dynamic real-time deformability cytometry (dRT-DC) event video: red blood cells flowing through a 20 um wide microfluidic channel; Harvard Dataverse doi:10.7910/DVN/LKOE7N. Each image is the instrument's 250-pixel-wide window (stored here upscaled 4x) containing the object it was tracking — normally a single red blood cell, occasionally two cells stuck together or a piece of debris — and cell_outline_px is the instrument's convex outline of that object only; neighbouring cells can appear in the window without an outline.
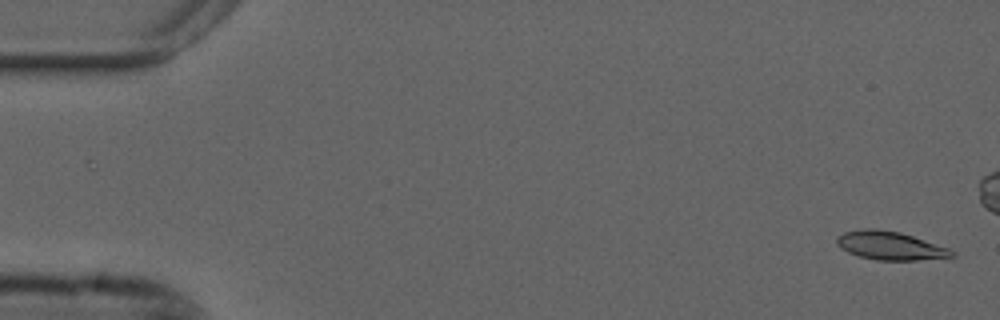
{"species": "common noctule bat (a hibernating species)", "species_latin": "Nyctalus noctula", "temperature_condition": "cold", "stored_images_in_passage": 48, "camera_frame_rate_fps": 3000, "um_per_image_px": 0.085, "animal": {"sex": "male", "forearm_length_mm": 52.5}, "frame": {"image": 1, "passage_image": 2, "time_ms": 0.333, "image_size_px": [1000, 320], "cell_outline_px": [[956, 256], [916, 260], [876, 260], [860, 256], [848, 252], [840, 248], [836, 244], [836, 236], [844, 232], [864, 228], [876, 228], [900, 232], [948, 248], [956, 252]], "centroid_in_image_um": [75.62, 20.87], "position_along_channel_um": 9.4, "area_um2": 19.02}}
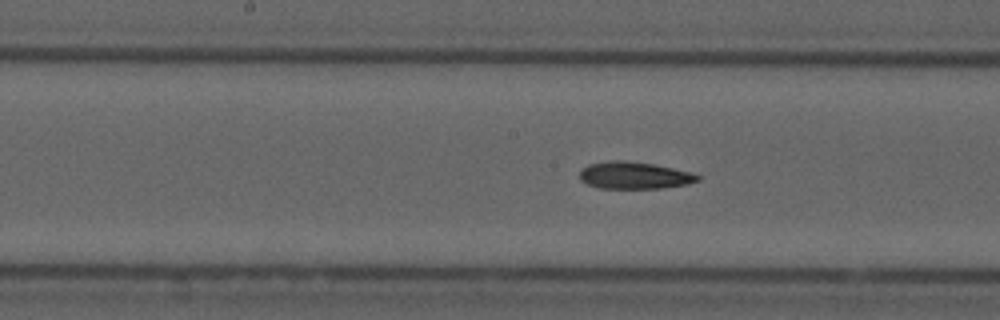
{"frame": {"image": 2, "passage_image": 28, "time_ms": 9.0, "image_size_px": [1000, 320], "cell_outline_px": [[700, 180], [688, 184], [660, 188], [600, 188], [588, 184], [580, 180], [580, 168], [588, 164], [608, 160], [628, 160], [652, 164], [692, 172], [700, 176]], "centroid_in_image_um": [53.89, 14.89], "position_along_channel_um": 194.3, "area_um2": 18.73}}
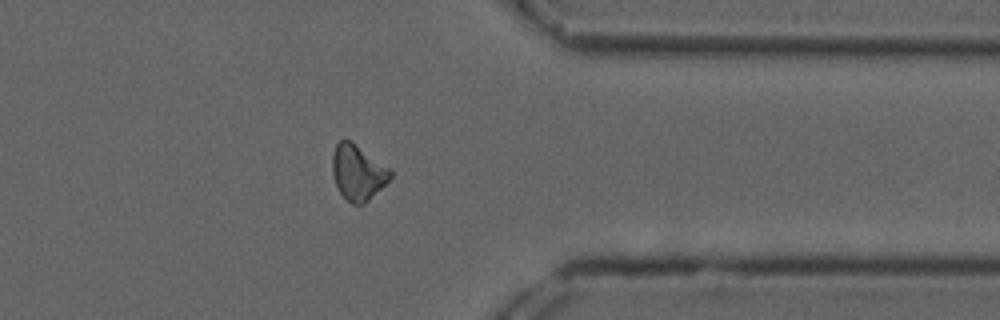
{"frame": {"image": 3, "passage_image": 44, "time_ms": 14.333, "image_size_px": [1000, 320], "cell_outline_px": [[392, 176], [364, 204], [352, 204], [340, 192], [336, 184], [332, 172], [332, 156], [336, 144], [340, 140], [352, 140], [388, 168], [392, 172]], "centroid_in_image_um": [30.39, 14.63], "position_along_channel_um": 381.0, "area_um2": 18.32}}